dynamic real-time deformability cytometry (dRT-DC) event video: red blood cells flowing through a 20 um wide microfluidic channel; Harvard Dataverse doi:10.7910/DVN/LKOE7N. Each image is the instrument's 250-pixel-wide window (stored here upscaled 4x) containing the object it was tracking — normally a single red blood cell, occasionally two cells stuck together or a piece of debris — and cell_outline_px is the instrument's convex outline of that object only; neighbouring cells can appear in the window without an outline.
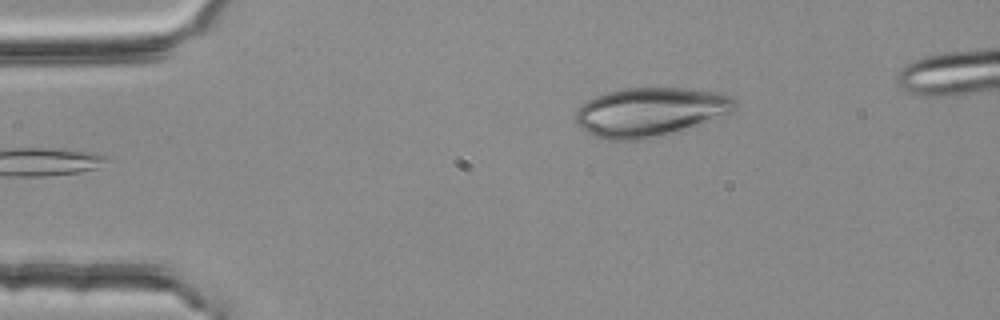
{"species": "common noctule bat (a hibernating species)", "species_latin": "Nyctalus noctula", "temperature_condition": "room temperature", "stored_images_in_passage": 44, "camera_frame_rate_fps": 3000, "um_per_image_px": 0.085, "animal": {"sex": "female", "body_mass_g": 25.1}, "frame": {"image": 1, "passage_image": 1, "time_ms": 0.0, "image_size_px": [1000, 320], "cell_outline_px": [[736, 108], [732, 112], [700, 124], [640, 140], [608, 140], [596, 136], [580, 128], [572, 120], [576, 112], [588, 100], [596, 96], [608, 92], [624, 88], [684, 88], [724, 92], [732, 96], [736, 100]], "centroid_in_image_um": [55.27, 9.5], "position_along_channel_um": 29.7, "area_um2": 45.26}}
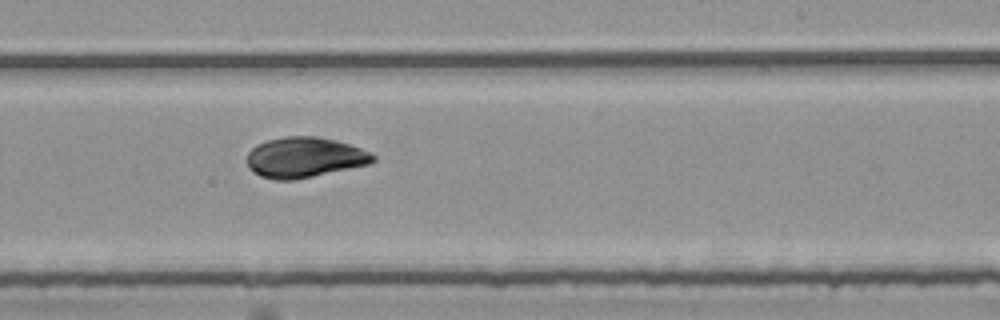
{"frame": {"image": 2, "passage_image": 24, "time_ms": 7.667, "image_size_px": [1000, 320], "cell_outline_px": [[376, 160], [368, 164], [296, 180], [272, 180], [260, 176], [248, 168], [248, 152], [256, 144], [268, 140], [284, 136], [316, 136], [336, 140], [360, 148], [376, 156]], "centroid_in_image_um": [25.86, 13.38], "position_along_channel_um": 263.1, "area_um2": 29.65}}
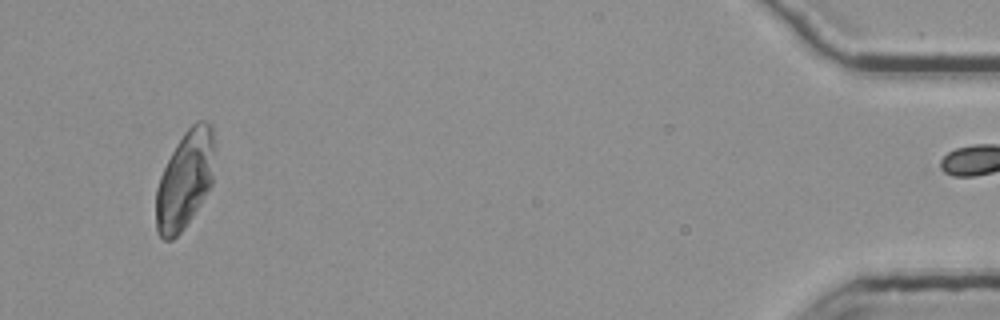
{"frame": {"image": 3, "passage_image": 43, "time_ms": 14.0, "image_size_px": [1000, 320], "cell_outline_px": [[216, 144], [212, 184], [192, 216], [184, 228], [172, 240], [164, 240], [156, 232], [156, 188], [160, 176], [176, 144], [184, 132], [196, 120], [208, 120], [212, 124]], "centroid_in_image_um": [15.75, 15.23], "position_along_channel_um": 419.5, "area_um2": 33.81}}